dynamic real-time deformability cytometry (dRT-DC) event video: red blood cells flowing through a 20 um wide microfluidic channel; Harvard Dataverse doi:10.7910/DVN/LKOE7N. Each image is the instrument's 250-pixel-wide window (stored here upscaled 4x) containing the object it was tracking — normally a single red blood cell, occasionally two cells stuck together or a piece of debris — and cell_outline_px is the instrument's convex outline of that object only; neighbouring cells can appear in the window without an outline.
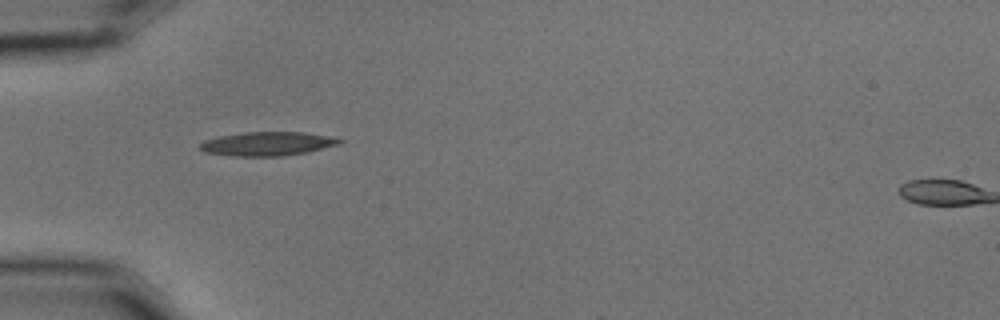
{"species": "common noctule bat (a hibernating species)", "species_latin": "Nyctalus noctula", "temperature_condition": "cold", "stored_images_in_passage": 2, "camera_frame_rate_fps": 3000, "um_per_image_px": 0.085, "animal": {"sex": "male", "body_mass_g": 15.6}, "frame": {"image": 1, "passage_image": 1, "time_ms": 0.0, "image_size_px": [1000, 320], "cell_outline_px": [[344, 140], [340, 144], [308, 152], [284, 156], [232, 156], [204, 152], [200, 148], [200, 144], [204, 140], [220, 136], [244, 132], [304, 132], [328, 136]], "centroid_in_image_um": [22.74, 12.22], "position_along_channel_um": 62.3, "area_um2": 19.42}}